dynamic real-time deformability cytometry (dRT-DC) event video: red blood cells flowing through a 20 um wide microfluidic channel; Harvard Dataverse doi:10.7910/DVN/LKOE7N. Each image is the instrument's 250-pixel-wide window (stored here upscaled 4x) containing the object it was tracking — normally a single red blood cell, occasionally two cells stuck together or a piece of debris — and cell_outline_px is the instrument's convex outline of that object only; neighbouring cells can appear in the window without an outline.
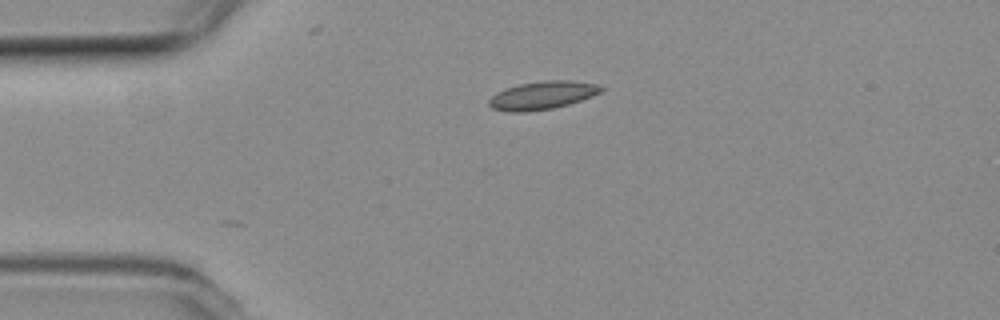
{"species": "common noctule bat (a hibernating species)", "species_latin": "Nyctalus noctula", "temperature_condition": "room temperature", "stored_images_in_passage": 2, "camera_frame_rate_fps": 3000, "um_per_image_px": 0.085, "animal": {"sex": "female", "body_mass_g": 19.3, "forearm_length_mm": 54.1}, "frame": {"image": 1, "passage_image": 2, "time_ms": 0.333, "image_size_px": [1000, 320], "cell_outline_px": [[604, 88], [600, 92], [592, 96], [568, 104], [552, 108], [528, 112], [508, 112], [492, 108], [488, 104], [488, 100], [496, 92], [504, 88], [520, 84], [544, 80], [572, 80], [600, 84]], "centroid_in_image_um": [46.09, 8.09], "position_along_channel_um": 38.9, "area_um2": 18.5}}